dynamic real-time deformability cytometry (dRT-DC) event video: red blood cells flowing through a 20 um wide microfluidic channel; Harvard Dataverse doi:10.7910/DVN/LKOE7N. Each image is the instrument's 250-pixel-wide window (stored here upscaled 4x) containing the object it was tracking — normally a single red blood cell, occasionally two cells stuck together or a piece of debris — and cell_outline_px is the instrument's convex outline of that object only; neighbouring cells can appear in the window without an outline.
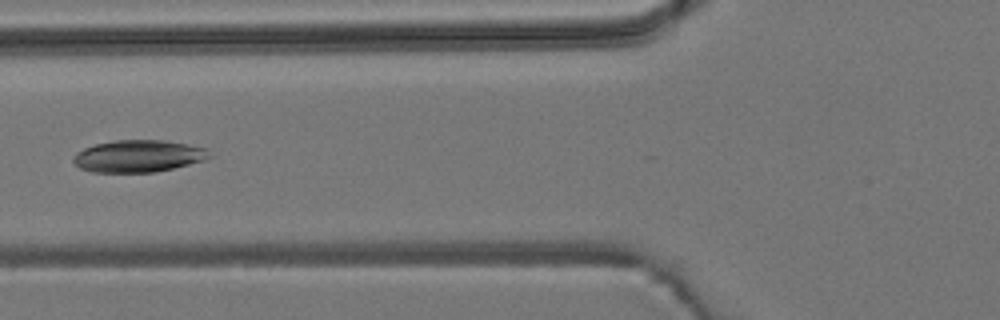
{"species": "common noctule bat (a hibernating species)", "species_latin": "Nyctalus noctula", "temperature_condition": "room temperature", "stored_images_in_passage": 6, "camera_frame_rate_fps": 3000, "um_per_image_px": 0.085, "animal": {"sex": "male", "body_mass_g": 19.2, "forearm_length_mm": 51.8}, "frame": {"image": 1, "passage_image": 5, "time_ms": 4.667, "image_size_px": [1000, 320], "cell_outline_px": [[212, 156], [204, 160], [156, 172], [92, 172], [80, 168], [72, 160], [72, 156], [76, 152], [84, 148], [96, 144], [116, 140], [160, 140], [188, 144], [204, 148]], "centroid_in_image_um": [11.72, 13.27], "position_along_channel_um": 114.1, "area_um2": 25.26}}
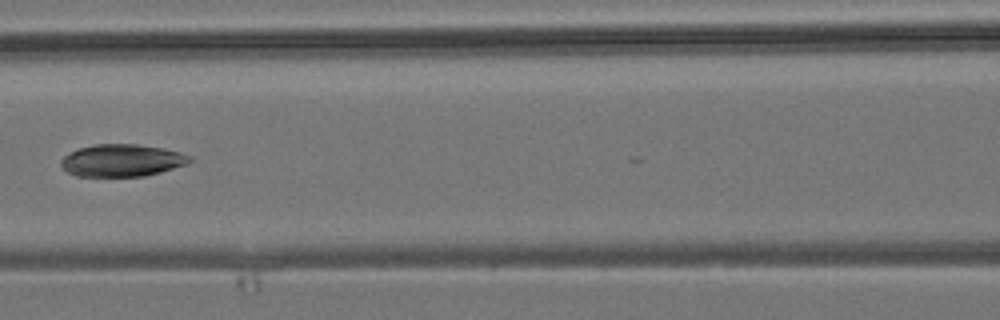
{"frame": {"image": 2, "passage_image": 6, "time_ms": 5.667, "image_size_px": [1000, 320], "cell_outline_px": [[192, 160], [188, 164], [160, 172], [144, 176], [76, 176], [68, 172], [60, 164], [60, 160], [64, 156], [80, 148], [96, 144], [136, 144], [164, 148], [180, 152], [192, 156]], "centroid_in_image_um": [10.4, 13.63], "position_along_channel_um": 156.2, "area_um2": 24.16}}